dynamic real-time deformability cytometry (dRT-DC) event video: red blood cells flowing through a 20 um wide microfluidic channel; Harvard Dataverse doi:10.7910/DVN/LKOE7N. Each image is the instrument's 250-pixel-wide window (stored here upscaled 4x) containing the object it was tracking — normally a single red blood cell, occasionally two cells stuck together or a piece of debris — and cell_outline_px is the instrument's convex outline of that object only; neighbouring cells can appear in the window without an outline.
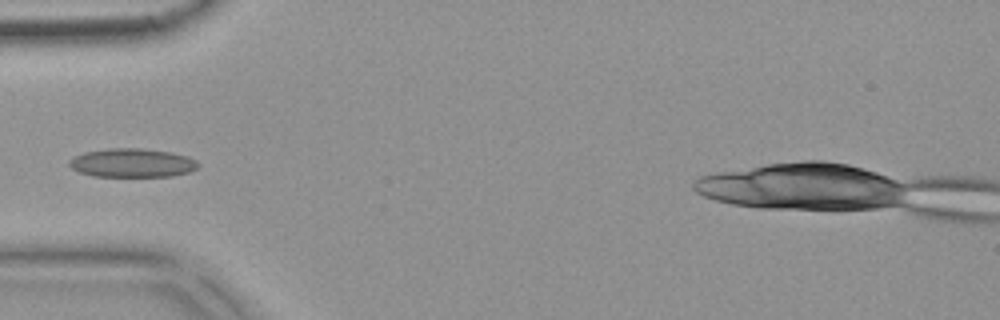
{"species": "common noctule bat (a hibernating species)", "species_latin": "Nyctalus noctula", "temperature_condition": "warm", "stored_images_in_passage": 3, "camera_frame_rate_fps": 3000, "um_per_image_px": 0.085, "animal": {"sex": "female", "body_mass_g": 18.4}, "frame": {"image": 1, "passage_image": 1, "time_ms": 0.0, "image_size_px": [1000, 320], "cell_outline_px": [[200, 164], [196, 168], [188, 172], [172, 176], [92, 176], [80, 172], [72, 168], [68, 164], [68, 160], [72, 156], [84, 152], [108, 148], [144, 148], [172, 152], [188, 156], [196, 160]], "centroid_in_image_um": [11.22, 13.83], "position_along_channel_um": 73.8, "area_um2": 21.79}}